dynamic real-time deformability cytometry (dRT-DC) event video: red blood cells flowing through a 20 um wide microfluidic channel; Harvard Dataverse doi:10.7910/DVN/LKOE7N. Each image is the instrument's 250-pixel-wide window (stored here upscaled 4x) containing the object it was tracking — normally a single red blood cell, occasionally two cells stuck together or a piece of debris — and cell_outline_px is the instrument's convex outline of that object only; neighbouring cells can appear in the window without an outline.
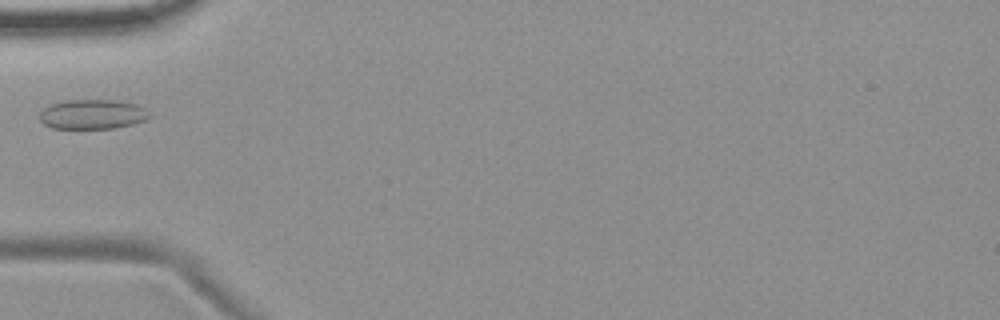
{"species": "common noctule bat (a hibernating species)", "species_latin": "Nyctalus noctula", "temperature_condition": "room temperature", "stored_images_in_passage": 5, "camera_frame_rate_fps": 3000, "um_per_image_px": 0.085, "animal": {"sex": "female", "body_mass_g": 19.9}, "frame": {"image": 1, "passage_image": 4, "time_ms": 3.667, "image_size_px": [1000, 320], "cell_outline_px": [[152, 116], [144, 120], [132, 124], [112, 128], [52, 128], [44, 124], [40, 120], [40, 112], [48, 104], [64, 100], [116, 100], [136, 104], [144, 108]], "centroid_in_image_um": [7.83, 9.7], "position_along_channel_um": 77.2, "area_um2": 18.96}}